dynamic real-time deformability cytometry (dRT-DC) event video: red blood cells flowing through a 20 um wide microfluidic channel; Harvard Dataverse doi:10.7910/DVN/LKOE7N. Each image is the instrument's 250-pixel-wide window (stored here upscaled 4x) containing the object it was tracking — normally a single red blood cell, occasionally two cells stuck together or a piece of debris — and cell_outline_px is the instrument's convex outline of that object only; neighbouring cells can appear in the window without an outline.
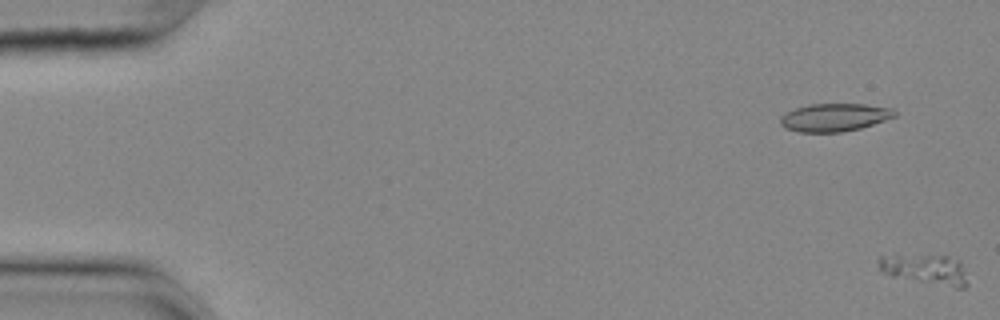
{"species": "common noctule bat (a hibernating species)", "species_latin": "Nyctalus noctula", "temperature_condition": "cold", "stored_images_in_passage": 4, "camera_frame_rate_fps": 3000, "um_per_image_px": 0.085, "animal": {"sex": "female", "body_mass_g": 25.1}, "frame": {"image": 1, "passage_image": 4, "time_ms": 1.0, "image_size_px": [1000, 320], "cell_outline_px": [[968, 284], [964, 288], [956, 288], [892, 276], [880, 272], [880, 256], [948, 256], [960, 260]], "centroid_in_image_um": [78.71, 22.92], "position_along_channel_um": 6.3, "area_um2": 15.2}}